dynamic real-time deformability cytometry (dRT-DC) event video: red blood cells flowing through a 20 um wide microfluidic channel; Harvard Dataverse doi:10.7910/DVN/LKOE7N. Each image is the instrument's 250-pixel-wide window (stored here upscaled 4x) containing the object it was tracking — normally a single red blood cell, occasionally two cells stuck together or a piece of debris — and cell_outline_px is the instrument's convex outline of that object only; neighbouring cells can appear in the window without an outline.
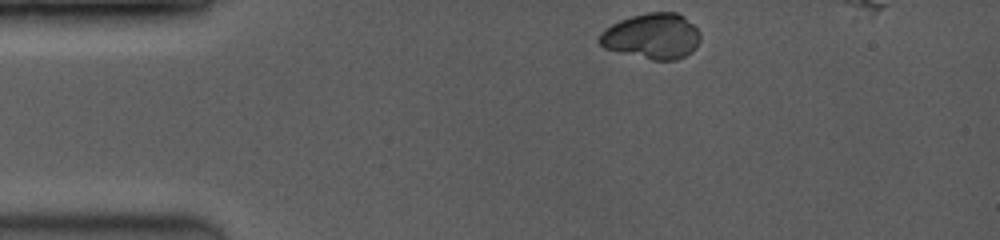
{"species": "common noctule bat (a hibernating species)", "species_latin": "Nyctalus noctula", "temperature_condition": "room temperature", "stored_images_in_passage": 28, "camera_frame_rate_fps": 3500, "um_per_image_px": 0.085, "animal": {"sex": "female", "body_mass_g": 19.0, "forearm_length_mm": 53.3}, "frame": {"image": 1, "passage_image": 1, "time_ms": 0.0, "image_size_px": [1000, 240], "cell_outline_px": [[700, 40], [696, 48], [692, 52], [676, 60], [652, 60], [604, 48], [596, 40], [600, 32], [612, 24], [620, 20], [632, 16], [648, 12], [676, 12], [684, 16], [700, 32]], "centroid_in_image_um": [55.42, 3.07], "position_along_channel_um": 29.6, "area_um2": 26.93}}
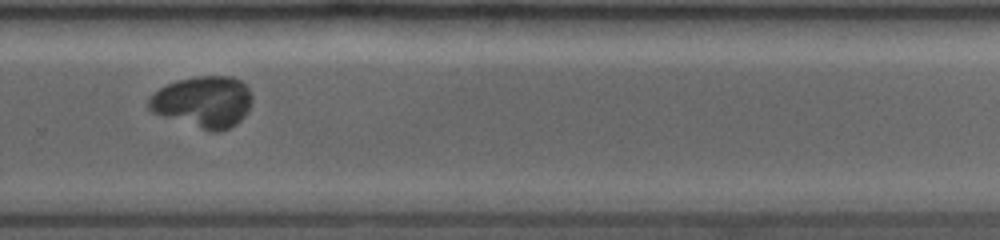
{"frame": {"image": 2, "passage_image": 22, "time_ms": 8.286, "image_size_px": [1000, 240], "cell_outline_px": [[252, 100], [248, 112], [236, 124], [220, 132], [212, 132], [152, 112], [148, 108], [148, 100], [152, 92], [176, 80], [196, 76], [232, 76], [240, 80], [248, 88], [252, 96]], "centroid_in_image_um": [17.28, 8.65], "position_along_channel_um": 312.5, "area_um2": 31.04}}
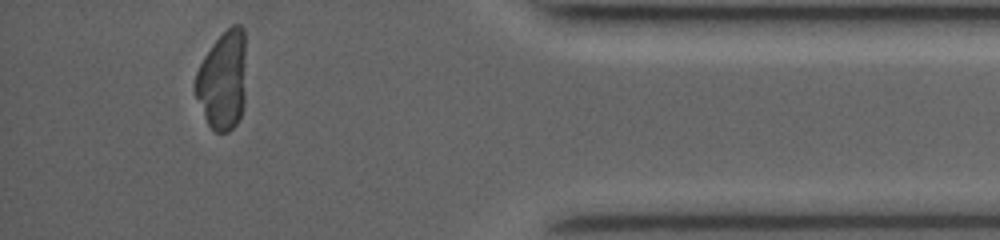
{"frame": {"image": 3, "passage_image": 28, "time_ms": 11.429, "image_size_px": [1000, 240], "cell_outline_px": [[244, 108], [236, 124], [228, 132], [216, 132], [208, 124], [204, 116], [196, 96], [196, 72], [204, 56], [212, 44], [232, 24], [240, 24], [244, 28]], "centroid_in_image_um": [18.94, 6.83], "position_along_channel_um": 416.3, "area_um2": 28.9}}